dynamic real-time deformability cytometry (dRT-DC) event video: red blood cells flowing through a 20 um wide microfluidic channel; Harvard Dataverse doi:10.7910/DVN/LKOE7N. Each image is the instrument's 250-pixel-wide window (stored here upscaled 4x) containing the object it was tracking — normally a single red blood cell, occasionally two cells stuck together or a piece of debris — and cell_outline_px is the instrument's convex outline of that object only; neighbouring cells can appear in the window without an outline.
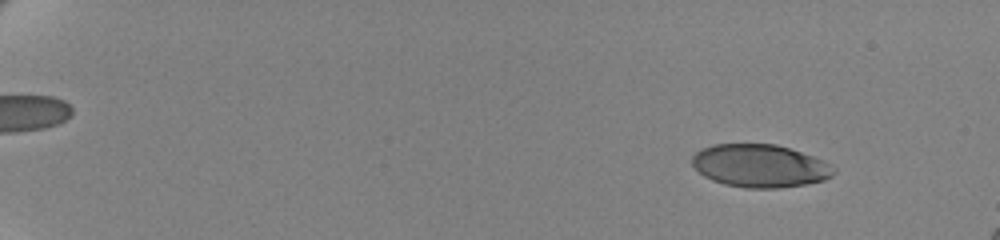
{"species": "human", "species_latin": "Homo sapiens", "temperature_condition": "cold", "stored_images_in_passage": 61, "camera_frame_rate_fps": 3000, "um_per_image_px": 0.085, "donor": {"sex": "female"}, "frame": {"image": 1, "passage_image": 7, "time_ms": 2.0, "image_size_px": [1000, 240], "cell_outline_px": [[836, 172], [832, 176], [824, 180], [808, 184], [776, 188], [744, 188], [724, 184], [712, 180], [704, 176], [692, 164], [692, 156], [696, 152], [712, 144], [776, 144], [824, 160], [836, 168]], "centroid_in_image_um": [64.62, 14.1], "position_along_channel_um": 20.4, "area_um2": 35.43}}
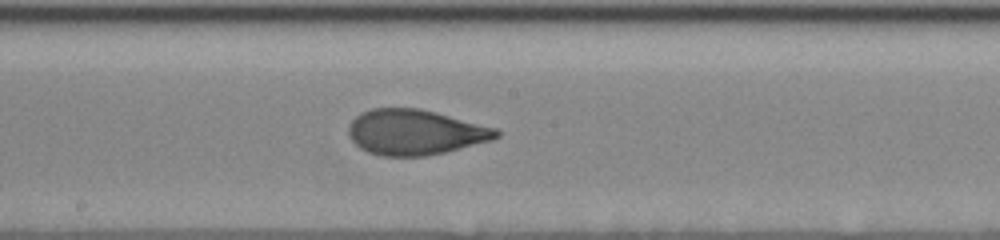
{"frame": {"image": 2, "passage_image": 37, "time_ms": 12.0, "image_size_px": [1000, 240], "cell_outline_px": [[500, 136], [492, 140], [444, 152], [424, 156], [384, 156], [368, 152], [360, 148], [348, 136], [348, 124], [360, 112], [372, 108], [420, 108], [436, 112], [496, 128], [500, 132]], "centroid_in_image_um": [35.26, 11.23], "position_along_channel_um": 212.9, "area_um2": 39.02}}
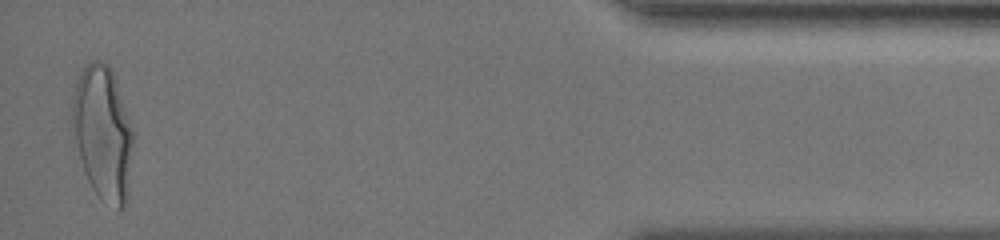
{"frame": {"image": 3, "passage_image": 60, "time_ms": 19.667, "image_size_px": [1000, 240], "cell_outline_px": [[132, 144], [124, 208], [116, 212], [100, 200], [92, 188], [84, 172], [80, 160], [76, 140], [72, 116], [72, 96], [80, 72], [92, 60], [96, 60], [108, 64], [112, 68], [132, 128]], "centroid_in_image_um": [8.73, 11.31], "position_along_channel_um": 426.5, "area_um2": 46.82}, "authors_computed_cell_mechanics": {"area_um2": 38.726, "velocity_mm_per_s": 3.4947, "shape_relaxation_time_tau1_ms": 4.3861, "shape_relaxation_time_tau2_ms": 0.8122, "deformation_change_tau1": 0.1797, "deformation_change_tau2": 0.0632}}